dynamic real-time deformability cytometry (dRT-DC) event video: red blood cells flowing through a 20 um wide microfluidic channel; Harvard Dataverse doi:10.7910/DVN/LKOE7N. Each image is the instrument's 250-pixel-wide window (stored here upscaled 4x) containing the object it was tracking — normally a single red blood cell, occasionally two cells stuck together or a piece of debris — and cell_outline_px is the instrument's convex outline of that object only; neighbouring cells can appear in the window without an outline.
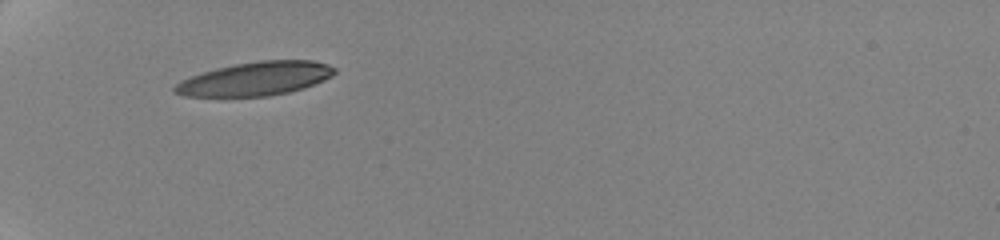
{"species": "human", "species_latin": "Homo sapiens", "temperature_condition": "cold", "stored_images_in_passage": 73, "camera_frame_rate_fps": 3000, "um_per_image_px": 0.085, "donor": {"sex": "female"}, "frame": {"image": 1, "passage_image": 1, "time_ms": 0.0, "image_size_px": [1000, 240], "cell_outline_px": [[336, 72], [332, 76], [324, 80], [304, 88], [288, 92], [268, 96], [184, 96], [172, 92], [172, 88], [180, 80], [216, 68], [236, 64], [260, 60], [312, 60], [328, 64], [336, 68]], "centroid_in_image_um": [21.72, 6.69], "position_along_channel_um": 63.3, "area_um2": 31.27}}
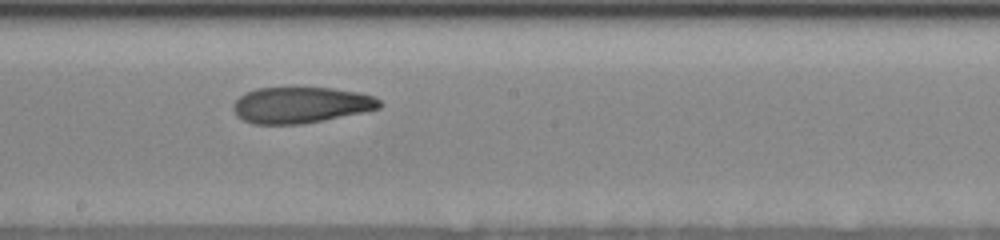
{"frame": {"image": 2, "passage_image": 37, "time_ms": 5.0, "image_size_px": [1000, 240], "cell_outline_px": [[384, 104], [380, 108], [300, 124], [252, 124], [236, 116], [232, 108], [232, 104], [240, 96], [256, 88], [332, 88], [356, 92], [376, 96]], "centroid_in_image_um": [25.55, 8.92], "position_along_channel_um": 222.7, "area_um2": 30.52}}
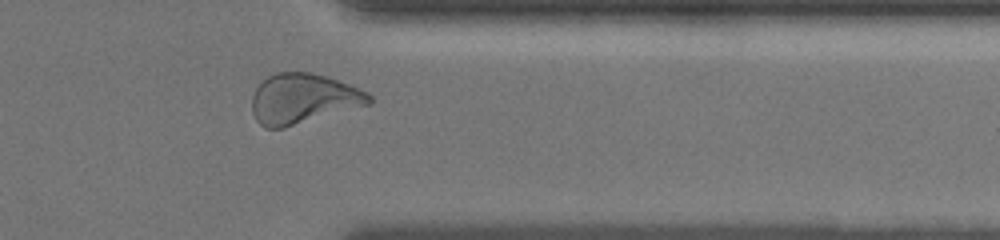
{"frame": {"image": 3, "passage_image": 62, "time_ms": 9.667, "image_size_px": [1000, 240], "cell_outline_px": [[372, 104], [284, 128], [264, 128], [256, 120], [252, 112], [252, 96], [256, 88], [268, 76], [276, 72], [312, 72], [348, 84], [368, 92], [372, 96]], "centroid_in_image_um": [25.77, 8.4], "position_along_channel_um": 385.6, "area_um2": 34.28}, "authors_computed_cell_mechanics": {"area_um2": 32.079, "velocity_mm_per_s": 3.5042, "shape_relaxation_time_tau1_ms": 6.1112, "shape_relaxation_time_tau2_ms": 1.7398, "deformation_change_tau1": 0.1885, "deformation_change_tau2": 0.083}}